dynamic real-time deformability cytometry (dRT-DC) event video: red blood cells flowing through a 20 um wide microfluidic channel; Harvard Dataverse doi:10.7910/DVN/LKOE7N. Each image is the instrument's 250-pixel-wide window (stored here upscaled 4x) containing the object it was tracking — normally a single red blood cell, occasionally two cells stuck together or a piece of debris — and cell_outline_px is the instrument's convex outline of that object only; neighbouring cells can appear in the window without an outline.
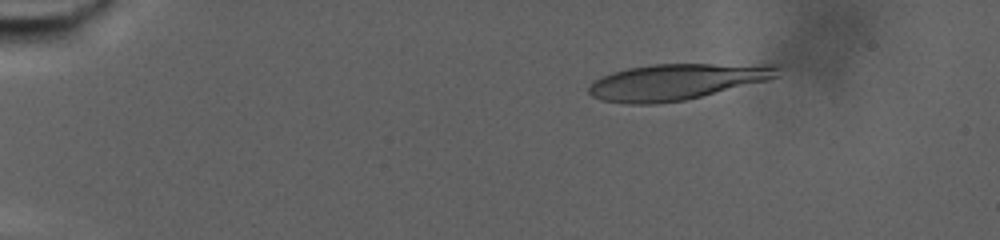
{"species": "human", "species_latin": "Homo sapiens", "temperature_condition": "warm", "stored_images_in_passage": 67, "camera_frame_rate_fps": 3000, "um_per_image_px": 0.085, "donor": {"sex": "male"}, "frame": {"image": 1, "passage_image": 2, "time_ms": 0.333, "image_size_px": [1000, 240], "cell_outline_px": [[780, 68], [776, 76], [768, 80], [684, 100], [656, 104], [628, 104], [600, 100], [592, 96], [588, 92], [588, 88], [596, 80], [612, 72], [628, 68], [652, 64], [776, 64]], "centroid_in_image_um": [57.51, 6.95], "position_along_channel_um": 27.5, "area_um2": 39.48}}
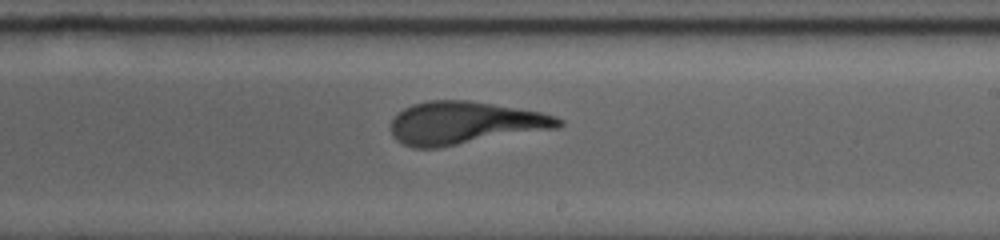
{"frame": {"image": 2, "passage_image": 38, "time_ms": 12.333, "image_size_px": [1000, 240], "cell_outline_px": [[564, 124], [556, 128], [440, 148], [412, 148], [396, 140], [392, 136], [388, 128], [396, 112], [412, 104], [428, 100], [468, 100], [540, 112], [556, 116], [564, 120]], "centroid_in_image_um": [39.44, 10.46], "position_along_channel_um": 249.6, "area_um2": 42.08}}
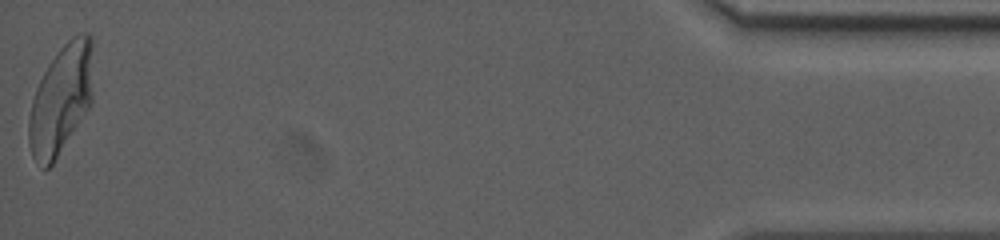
{"frame": {"image": 3, "passage_image": 67, "time_ms": 22.0, "image_size_px": [1000, 240], "cell_outline_px": [[92, 100], [88, 108], [52, 164], [48, 168], [44, 168], [36, 164], [32, 156], [28, 140], [28, 120], [32, 100], [36, 88], [48, 64], [60, 48], [76, 32], [88, 32], [92, 36]], "centroid_in_image_um": [5.18, 8.41], "position_along_channel_um": 430.0, "area_um2": 40.81}}